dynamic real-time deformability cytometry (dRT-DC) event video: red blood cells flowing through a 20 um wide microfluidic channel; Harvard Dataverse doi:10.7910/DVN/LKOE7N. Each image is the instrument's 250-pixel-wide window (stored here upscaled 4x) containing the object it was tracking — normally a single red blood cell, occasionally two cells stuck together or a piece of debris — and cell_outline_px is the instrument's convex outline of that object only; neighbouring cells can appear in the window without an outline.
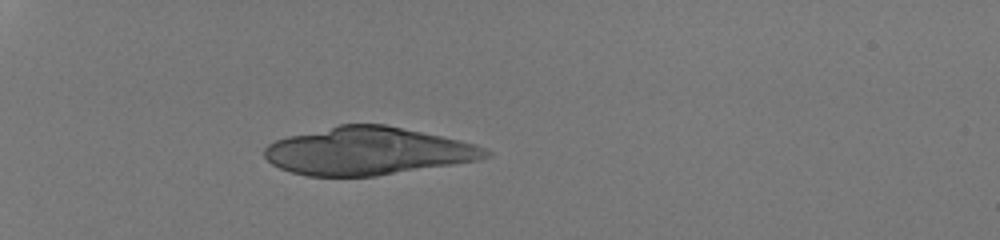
{"species": "human", "species_latin": "Homo sapiens", "temperature_condition": "room temperature", "stored_images_in_passage": 19, "camera_frame_rate_fps": 3000, "um_per_image_px": 0.085, "donor": {"sex": "male"}, "frame": {"image": 1, "passage_image": 1, "time_ms": 0.0, "image_size_px": [1000, 240], "cell_outline_px": [[492, 156], [480, 160], [376, 176], [308, 176], [292, 172], [280, 168], [272, 164], [264, 156], [264, 148], [268, 144], [276, 140], [288, 136], [340, 124], [384, 124], [460, 140], [476, 144], [492, 152]], "centroid_in_image_um": [31.28, 12.84], "position_along_channel_um": 53.7, "area_um2": 61.44}}